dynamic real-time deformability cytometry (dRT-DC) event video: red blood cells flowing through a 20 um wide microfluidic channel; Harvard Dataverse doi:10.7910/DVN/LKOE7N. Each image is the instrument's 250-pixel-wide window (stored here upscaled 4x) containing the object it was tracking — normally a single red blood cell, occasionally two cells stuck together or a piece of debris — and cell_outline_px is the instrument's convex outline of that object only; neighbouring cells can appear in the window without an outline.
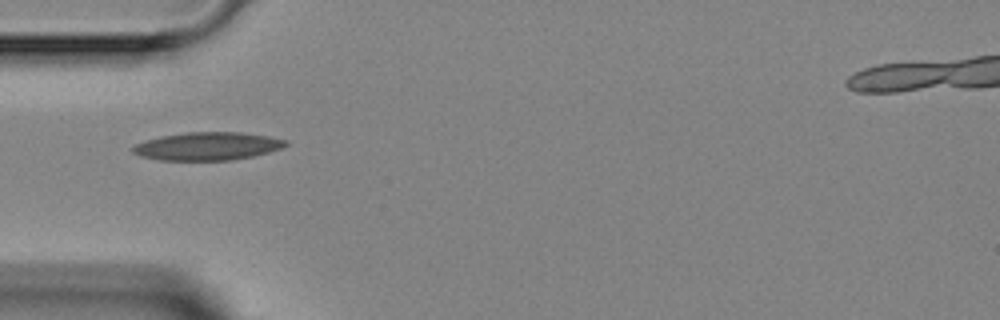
{"species": "Egyptian fruit bat (a non-hibernating species)", "species_latin": "Rousettus aegyptiacus", "temperature_condition": "room temperature", "stored_images_in_passage": 1, "camera_frame_rate_fps": 3000, "um_per_image_px": 0.085, "animal": {"sex": "female"}, "frame": {"image": 1, "passage_image": 1, "time_ms": 0.0, "image_size_px": [1000, 320], "cell_outline_px": [[288, 144], [280, 148], [256, 156], [232, 160], [160, 160], [140, 156], [132, 152], [132, 148], [136, 144], [160, 136], [188, 132], [240, 132], [268, 136], [288, 140]], "centroid_in_image_um": [17.66, 12.43], "position_along_channel_um": 67.3, "area_um2": 24.91}}